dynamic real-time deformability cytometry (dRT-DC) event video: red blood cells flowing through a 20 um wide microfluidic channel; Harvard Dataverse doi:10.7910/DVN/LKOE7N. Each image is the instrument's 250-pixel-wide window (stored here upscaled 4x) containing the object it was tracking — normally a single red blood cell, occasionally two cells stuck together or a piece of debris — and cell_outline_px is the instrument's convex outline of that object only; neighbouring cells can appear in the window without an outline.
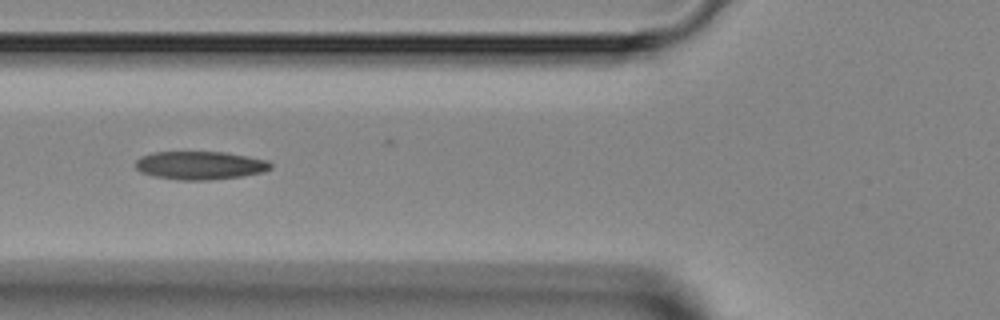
{"species": "Egyptian fruit bat (a non-hibernating species)", "species_latin": "Rousettus aegyptiacus", "temperature_condition": "room temperature", "stored_images_in_passage": 6, "camera_frame_rate_fps": 3000, "um_per_image_px": 0.085, "animal": {"sex": "female"}, "frame": {"image": 1, "passage_image": 5, "time_ms": 4.667, "image_size_px": [1000, 320], "cell_outline_px": [[272, 168], [264, 172], [240, 176], [208, 180], [180, 180], [152, 176], [140, 172], [136, 168], [136, 160], [140, 156], [152, 152], [224, 152], [248, 156], [268, 160], [272, 164]], "centroid_in_image_um": [17.0, 14.05], "position_along_channel_um": 108.8, "area_um2": 22.37}}
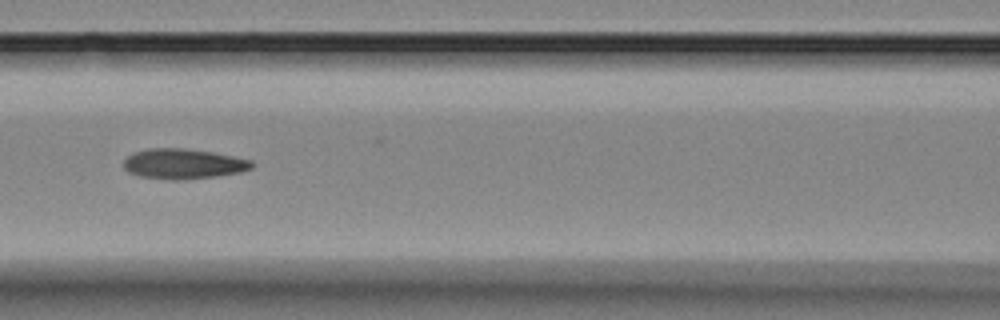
{"frame": {"image": 2, "passage_image": 6, "time_ms": 5.667, "image_size_px": [1000, 320], "cell_outline_px": [[256, 164], [252, 168], [240, 172], [216, 176], [180, 180], [168, 180], [140, 176], [128, 172], [124, 168], [124, 160], [128, 156], [136, 152], [148, 148], [184, 148], [212, 152], [252, 160]], "centroid_in_image_um": [15.6, 13.93], "position_along_channel_um": 151.0, "area_um2": 22.54}}